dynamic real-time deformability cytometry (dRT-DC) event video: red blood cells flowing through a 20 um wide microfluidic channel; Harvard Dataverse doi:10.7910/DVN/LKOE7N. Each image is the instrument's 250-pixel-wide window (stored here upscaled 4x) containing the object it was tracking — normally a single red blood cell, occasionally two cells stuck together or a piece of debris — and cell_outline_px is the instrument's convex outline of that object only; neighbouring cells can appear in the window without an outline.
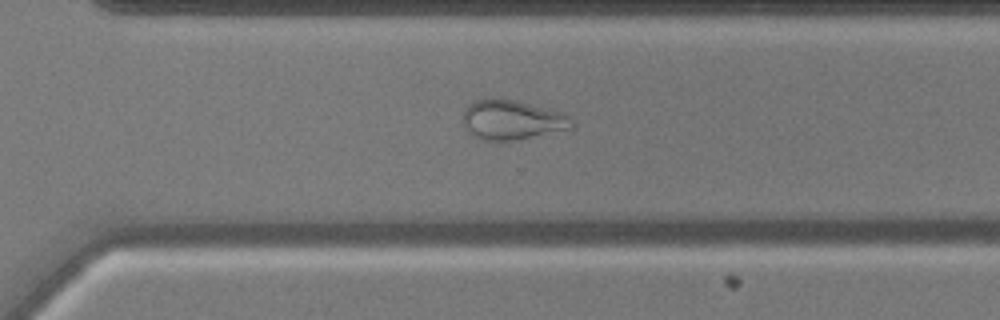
{"species": "common noctule bat (a hibernating species)", "species_latin": "Nyctalus noctula", "temperature_condition": "cold", "stored_images_in_passage": 44, "camera_frame_rate_fps": 3000, "um_per_image_px": 0.085, "animal": {"sex": "male", "body_mass_g": 17.9, "forearm_length_mm": 54.2}, "frame": {"image": 1, "passage_image": 38, "time_ms": 12.333, "image_size_px": [1000, 320], "cell_outline_px": [[572, 128], [512, 140], [480, 140], [468, 132], [464, 128], [464, 108], [472, 100], [488, 96], [496, 96], [564, 112], [572, 120]], "centroid_in_image_um": [43.44, 10.14], "position_along_channel_um": 327.2, "area_um2": 25.32}}